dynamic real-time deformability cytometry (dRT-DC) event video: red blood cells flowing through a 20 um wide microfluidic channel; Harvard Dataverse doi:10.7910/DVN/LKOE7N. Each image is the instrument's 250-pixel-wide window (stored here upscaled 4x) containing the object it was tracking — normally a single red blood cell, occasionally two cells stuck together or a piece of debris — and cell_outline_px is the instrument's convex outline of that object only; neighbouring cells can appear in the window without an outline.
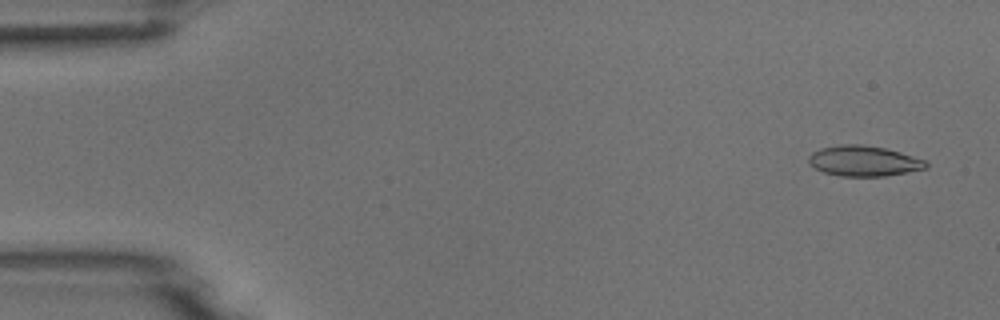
{"species": "common noctule bat (a hibernating species)", "species_latin": "Nyctalus noctula", "temperature_condition": "room temperature", "stored_images_in_passage": 7, "camera_frame_rate_fps": 3000, "um_per_image_px": 0.085, "animal": {"sex": "male", "body_mass_g": 18.8}, "frame": {"image": 1, "passage_image": 1, "time_ms": 0.0, "image_size_px": [1000, 320], "cell_outline_px": [[928, 168], [884, 176], [840, 176], [824, 172], [808, 164], [808, 156], [812, 152], [820, 148], [840, 144], [860, 144], [884, 148], [900, 152], [928, 160]], "centroid_in_image_um": [73.42, 13.68], "position_along_channel_um": 11.6, "area_um2": 20.92}}
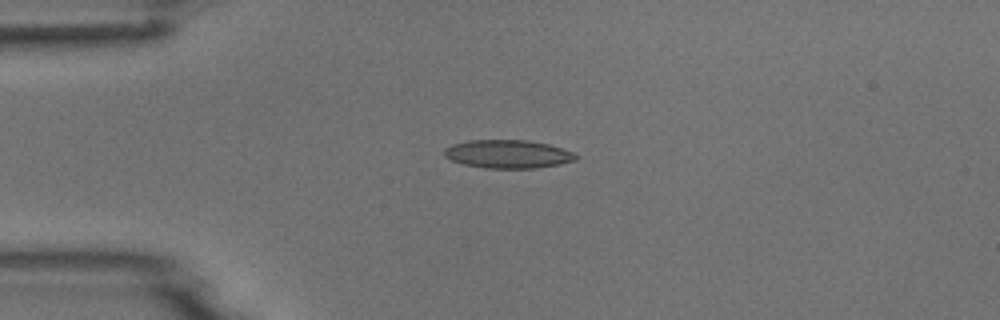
{"frame": {"image": 2, "passage_image": 4, "time_ms": 3.333, "image_size_px": [1000, 320], "cell_outline_px": [[576, 160], [560, 164], [536, 168], [484, 168], [464, 164], [452, 160], [444, 156], [444, 148], [452, 144], [468, 140], [528, 140], [548, 144], [572, 152], [576, 156]], "centroid_in_image_um": [43.14, 13.09], "position_along_channel_um": 41.9, "area_um2": 21.62}}